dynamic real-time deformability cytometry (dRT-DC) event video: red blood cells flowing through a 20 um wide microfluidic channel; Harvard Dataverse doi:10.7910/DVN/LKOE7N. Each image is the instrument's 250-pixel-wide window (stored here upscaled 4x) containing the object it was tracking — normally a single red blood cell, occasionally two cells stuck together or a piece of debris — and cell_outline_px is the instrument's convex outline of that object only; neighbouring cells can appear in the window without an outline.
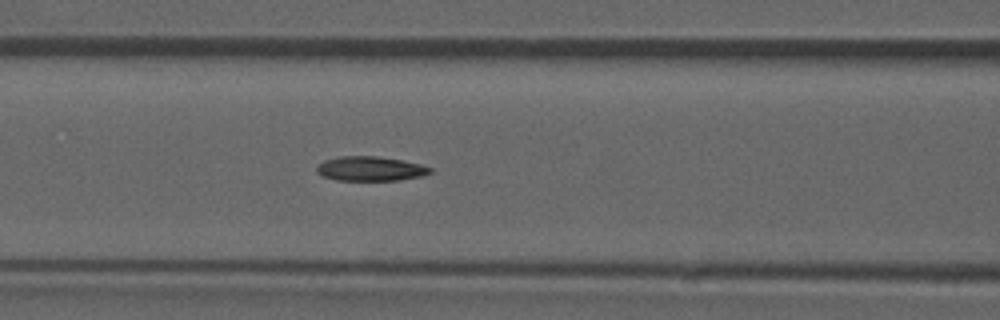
{"species": "common noctule bat (a hibernating species)", "species_latin": "Nyctalus noctula", "temperature_condition": "room temperature", "stored_images_in_passage": 38, "camera_frame_rate_fps": 3000, "um_per_image_px": 0.085, "animal": {"sex": "male", "forearm_length_mm": 52.5}, "frame": {"image": 1, "passage_image": 22, "time_ms": 7.0, "image_size_px": [1000, 320], "cell_outline_px": [[432, 172], [424, 176], [400, 180], [336, 180], [324, 176], [316, 172], [316, 164], [324, 160], [340, 156], [376, 156], [404, 160], [420, 164], [432, 168]], "centroid_in_image_um": [31.49, 14.33], "position_along_channel_um": 135.1, "area_um2": 16.36}}